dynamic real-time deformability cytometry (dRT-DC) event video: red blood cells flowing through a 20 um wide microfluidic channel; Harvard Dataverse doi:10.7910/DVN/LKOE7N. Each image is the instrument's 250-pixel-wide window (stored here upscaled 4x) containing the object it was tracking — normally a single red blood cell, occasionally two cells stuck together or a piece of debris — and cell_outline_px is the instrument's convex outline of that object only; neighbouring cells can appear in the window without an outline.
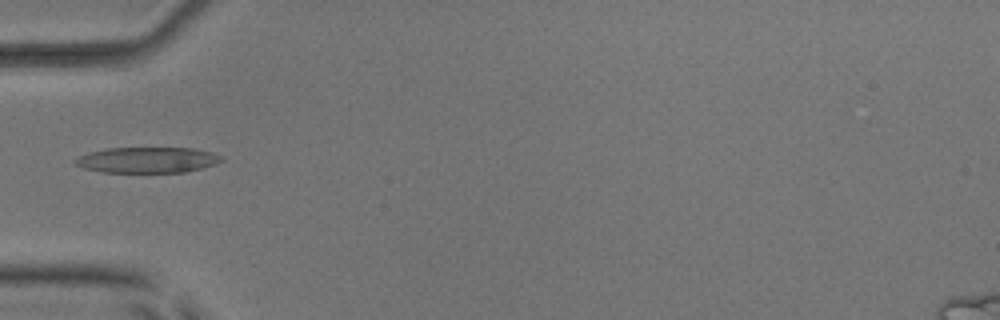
{"species": "common noctule bat (a hibernating species)", "species_latin": "Nyctalus noctula", "temperature_condition": "room temperature", "stored_images_in_passage": 5, "camera_frame_rate_fps": 3000, "um_per_image_px": 0.085, "animal": {"sex": "male", "body_mass_g": 17.9, "forearm_length_mm": 54.2}, "frame": {"image": 1, "passage_image": 4, "time_ms": 3.667, "image_size_px": [1000, 320], "cell_outline_px": [[224, 160], [216, 164], [184, 172], [104, 172], [84, 168], [76, 164], [72, 160], [80, 156], [92, 152], [108, 148], [192, 148], [212, 152], [224, 156]], "centroid_in_image_um": [12.58, 13.59], "position_along_channel_um": 72.4, "area_um2": 21.79}}
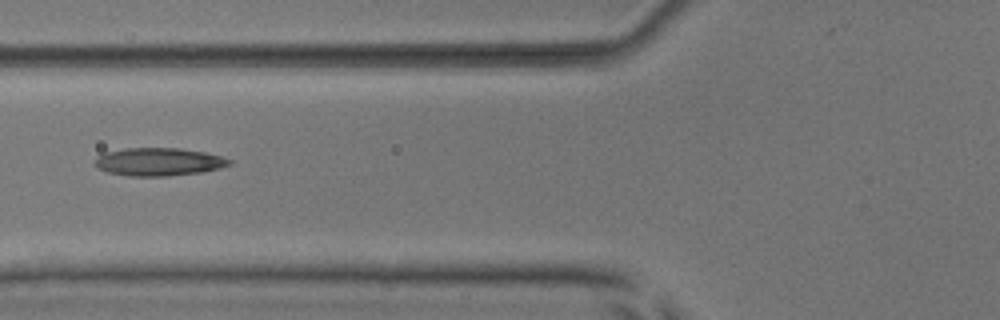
{"frame": {"image": 2, "passage_image": 5, "time_ms": 4.667, "image_size_px": [1000, 320], "cell_outline_px": [[232, 164], [220, 168], [200, 172], [168, 176], [128, 176], [108, 172], [96, 168], [92, 164], [104, 152], [124, 148], [180, 148], [204, 152], [220, 156], [232, 160]], "centroid_in_image_um": [13.47, 13.75], "position_along_channel_um": 112.3, "area_um2": 21.96}}